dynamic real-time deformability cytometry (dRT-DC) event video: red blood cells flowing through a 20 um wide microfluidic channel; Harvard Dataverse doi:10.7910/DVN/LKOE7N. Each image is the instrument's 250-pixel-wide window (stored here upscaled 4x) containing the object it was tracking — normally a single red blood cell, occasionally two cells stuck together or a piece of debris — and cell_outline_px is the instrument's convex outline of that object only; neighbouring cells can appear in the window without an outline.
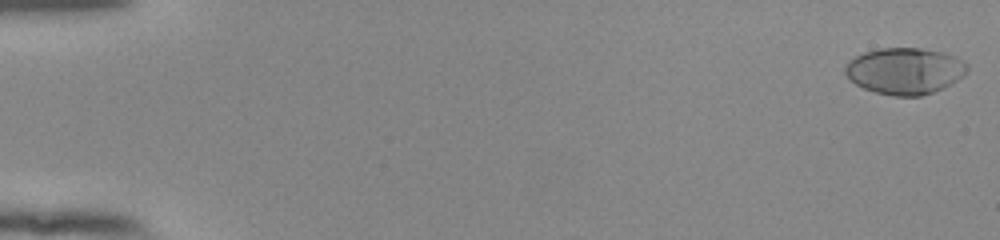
{"species": "human", "species_latin": "Homo sapiens", "temperature_condition": "room temperature", "stored_images_in_passage": 55, "camera_frame_rate_fps": 3000, "um_per_image_px": 0.085, "donor": {"sex": "female"}, "frame": {"image": 1, "passage_image": 1, "time_ms": 0.0, "image_size_px": [1000, 240], "cell_outline_px": [[968, 72], [964, 76], [932, 92], [920, 96], [892, 96], [876, 92], [864, 88], [856, 84], [844, 72], [844, 68], [848, 60], [864, 52], [880, 48], [920, 48], [944, 52], [968, 64]], "centroid_in_image_um": [76.89, 6.02], "position_along_channel_um": 8.1, "area_um2": 32.83}}
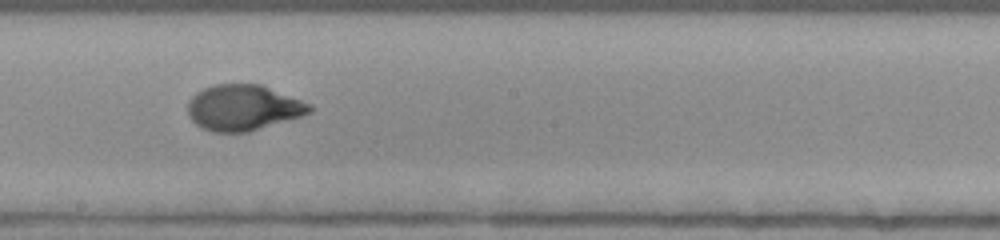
{"frame": {"image": 2, "passage_image": 32, "time_ms": 10.333, "image_size_px": [1000, 240], "cell_outline_px": [[312, 112], [300, 116], [248, 132], [212, 132], [200, 128], [188, 116], [188, 100], [196, 92], [212, 84], [260, 84], [312, 104]], "centroid_in_image_um": [20.64, 9.15], "position_along_channel_um": 227.6, "area_um2": 32.48}}
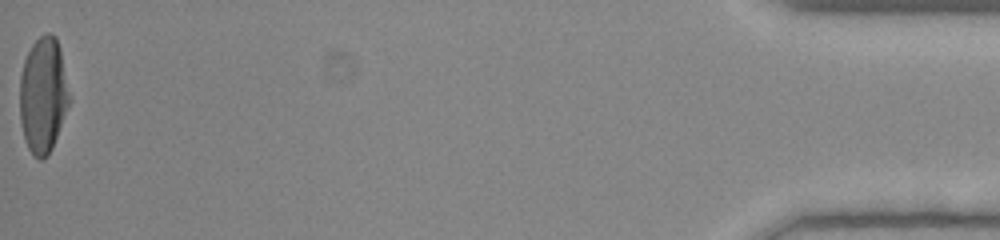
{"frame": {"image": 3, "passage_image": 55, "time_ms": 18.0, "image_size_px": [1000, 240], "cell_outline_px": [[72, 100], [52, 148], [40, 160], [32, 156], [24, 140], [20, 120], [20, 76], [24, 60], [32, 44], [44, 32], [48, 32], [56, 36], [60, 48]], "centroid_in_image_um": [3.68, 8.07], "position_along_channel_um": 431.5, "area_um2": 33.93}, "authors_computed_cell_mechanics": {"area_um2": 32.2524, "velocity_mm_per_s": 3.8425, "shape_relaxation_time_tau1_ms": 4.017, "shape_relaxation_time_tau2_ms": null, "deformation_change_tau1": 0.2127, "deformation_change_tau2": null}}